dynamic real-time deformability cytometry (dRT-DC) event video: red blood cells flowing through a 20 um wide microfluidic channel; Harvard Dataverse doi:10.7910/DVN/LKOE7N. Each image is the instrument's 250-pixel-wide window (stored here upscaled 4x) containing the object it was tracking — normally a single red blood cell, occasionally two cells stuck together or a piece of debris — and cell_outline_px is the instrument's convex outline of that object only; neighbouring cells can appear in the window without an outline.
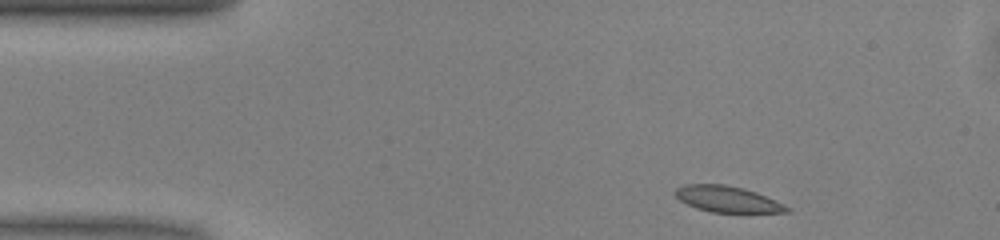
{"species": "common noctule bat (a hibernating species)", "species_latin": "Nyctalus noctula", "temperature_condition": "warm", "stored_images_in_passage": 44, "camera_frame_rate_fps": 3000, "um_per_image_px": 0.085, "animal": {"sex": "male", "body_mass_g": 13.0, "forearm_length_mm": 53.1}, "frame": {"image": 1, "passage_image": 1, "time_ms": 0.0, "image_size_px": [1000, 240], "cell_outline_px": [[792, 208], [788, 212], [712, 212], [696, 208], [680, 200], [672, 192], [676, 188], [684, 184], [724, 184], [744, 188], [756, 192], [776, 200]], "centroid_in_image_um": [61.82, 16.92], "position_along_channel_um": 23.2, "area_um2": 16.99}}
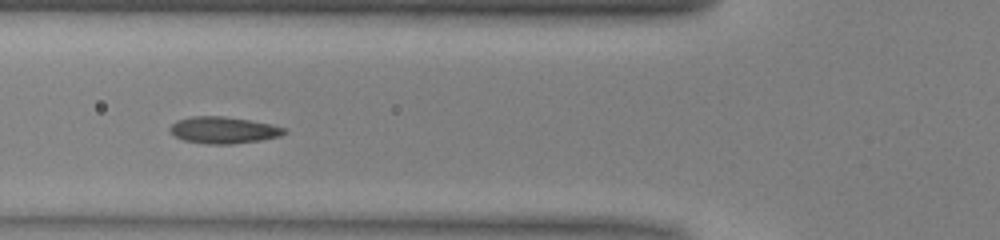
{"frame": {"image": 2, "passage_image": 12, "time_ms": 3.667, "image_size_px": [1000, 240], "cell_outline_px": [[288, 132], [280, 136], [260, 140], [232, 144], [208, 144], [184, 140], [176, 136], [168, 128], [176, 120], [192, 116], [224, 116], [272, 124], [288, 128]], "centroid_in_image_um": [19.03, 11.05], "position_along_channel_um": 106.8, "area_um2": 17.8}}
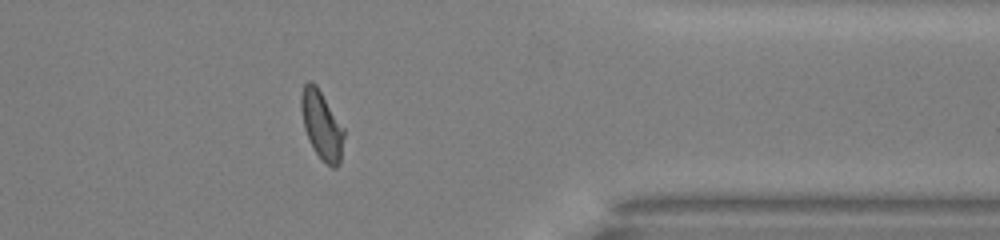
{"frame": {"image": 3, "passage_image": 34, "time_ms": 11.0, "image_size_px": [1000, 240], "cell_outline_px": [[344, 136], [340, 164], [336, 168], [332, 168], [316, 152], [304, 128], [300, 108], [300, 96], [304, 84], [308, 80], [312, 80], [316, 84], [344, 128]], "centroid_in_image_um": [27.34, 10.59], "position_along_channel_um": 384.1, "area_um2": 16.94}, "authors_computed_cell_mechanics": {"area_um2": 17.2533, "velocity_mm_per_s": 4.0602, "shape_relaxation_time_tau1_ms": 4.0087, "shape_relaxation_time_tau2_ms": 1.1118, "deformation_change_tau1": 0.1318, "deformation_change_tau2": 0.0444}}